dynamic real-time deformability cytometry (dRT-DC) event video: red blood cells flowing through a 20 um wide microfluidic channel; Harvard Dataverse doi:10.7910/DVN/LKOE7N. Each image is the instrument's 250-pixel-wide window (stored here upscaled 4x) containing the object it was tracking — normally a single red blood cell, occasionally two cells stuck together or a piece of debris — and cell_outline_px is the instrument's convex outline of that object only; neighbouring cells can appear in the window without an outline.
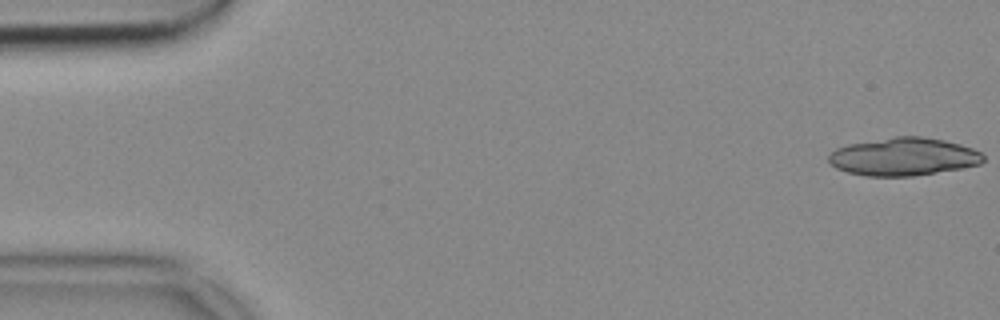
{"species": "common noctule bat (a hibernating species)", "species_latin": "Nyctalus noctula", "temperature_condition": "cold", "stored_images_in_passage": 18, "camera_frame_rate_fps": 3000, "um_per_image_px": 0.085, "animal": {"sex": "female", "body_mass_g": 18.4}, "frame": {"image": 1, "passage_image": 1, "time_ms": 0.0, "image_size_px": [1000, 320], "cell_outline_px": [[984, 160], [980, 164], [960, 168], [912, 176], [868, 176], [848, 172], [836, 168], [828, 160], [828, 156], [836, 148], [848, 144], [896, 136], [920, 136], [944, 140], [960, 144], [972, 148], [980, 152], [984, 156]], "centroid_in_image_um": [76.8, 13.31], "position_along_channel_um": 8.2, "area_um2": 33.93}}